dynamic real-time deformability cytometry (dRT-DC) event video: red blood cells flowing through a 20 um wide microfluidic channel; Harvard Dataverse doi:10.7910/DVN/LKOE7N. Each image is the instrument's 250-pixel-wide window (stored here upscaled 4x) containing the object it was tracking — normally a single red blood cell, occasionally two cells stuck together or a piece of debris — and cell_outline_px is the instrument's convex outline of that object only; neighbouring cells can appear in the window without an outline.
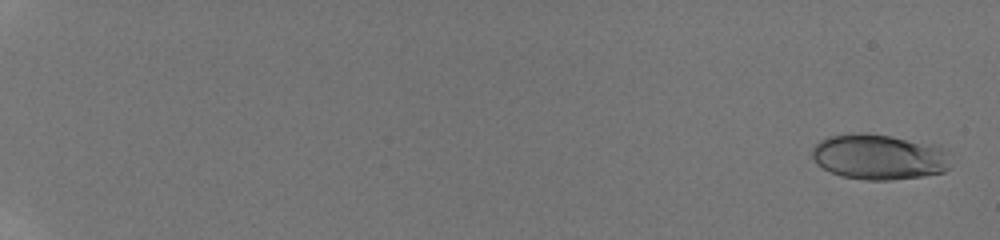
{"species": "human", "species_latin": "Homo sapiens", "temperature_condition": "room temperature", "stored_images_in_passage": 5, "camera_frame_rate_fps": 3000, "um_per_image_px": 0.085, "donor": {"sex": "male"}, "frame": {"image": 1, "passage_image": 4, "time_ms": 0.333, "image_size_px": [1000, 240], "cell_outline_px": [[952, 152], [948, 168], [944, 172], [920, 176], [892, 180], [864, 180], [840, 176], [816, 164], [812, 156], [812, 148], [820, 140], [828, 136], [856, 132], [864, 132], [892, 136], [932, 144], [944, 148]], "centroid_in_image_um": [74.73, 13.32], "position_along_channel_um": 10.3, "area_um2": 37.17}}